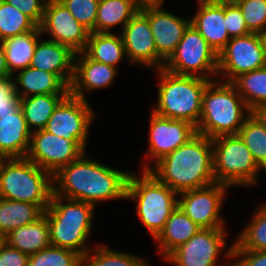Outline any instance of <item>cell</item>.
Segmentation results:
<instances>
[{
	"label": "cell",
	"instance_id": "9",
	"mask_svg": "<svg viewBox=\"0 0 266 266\" xmlns=\"http://www.w3.org/2000/svg\"><path fill=\"white\" fill-rule=\"evenodd\" d=\"M163 68L176 75L198 76L212 81L218 74V54L190 24Z\"/></svg>",
	"mask_w": 266,
	"mask_h": 266
},
{
	"label": "cell",
	"instance_id": "15",
	"mask_svg": "<svg viewBox=\"0 0 266 266\" xmlns=\"http://www.w3.org/2000/svg\"><path fill=\"white\" fill-rule=\"evenodd\" d=\"M39 27L43 36H51L48 40L68 46L74 53L85 50L90 35L59 0H47Z\"/></svg>",
	"mask_w": 266,
	"mask_h": 266
},
{
	"label": "cell",
	"instance_id": "8",
	"mask_svg": "<svg viewBox=\"0 0 266 266\" xmlns=\"http://www.w3.org/2000/svg\"><path fill=\"white\" fill-rule=\"evenodd\" d=\"M214 177L229 187L256 185L262 169L238 135H222L212 139Z\"/></svg>",
	"mask_w": 266,
	"mask_h": 266
},
{
	"label": "cell",
	"instance_id": "22",
	"mask_svg": "<svg viewBox=\"0 0 266 266\" xmlns=\"http://www.w3.org/2000/svg\"><path fill=\"white\" fill-rule=\"evenodd\" d=\"M31 133L21 108L11 115L0 116V158L26 157Z\"/></svg>",
	"mask_w": 266,
	"mask_h": 266
},
{
	"label": "cell",
	"instance_id": "41",
	"mask_svg": "<svg viewBox=\"0 0 266 266\" xmlns=\"http://www.w3.org/2000/svg\"><path fill=\"white\" fill-rule=\"evenodd\" d=\"M18 8L28 16L38 27L42 23L47 0H3Z\"/></svg>",
	"mask_w": 266,
	"mask_h": 266
},
{
	"label": "cell",
	"instance_id": "16",
	"mask_svg": "<svg viewBox=\"0 0 266 266\" xmlns=\"http://www.w3.org/2000/svg\"><path fill=\"white\" fill-rule=\"evenodd\" d=\"M162 2L142 3L140 10L148 17L158 56L166 62L191 24L183 18L162 8Z\"/></svg>",
	"mask_w": 266,
	"mask_h": 266
},
{
	"label": "cell",
	"instance_id": "45",
	"mask_svg": "<svg viewBox=\"0 0 266 266\" xmlns=\"http://www.w3.org/2000/svg\"><path fill=\"white\" fill-rule=\"evenodd\" d=\"M0 78H12V75L9 73L7 67L5 50L2 41H0Z\"/></svg>",
	"mask_w": 266,
	"mask_h": 266
},
{
	"label": "cell",
	"instance_id": "10",
	"mask_svg": "<svg viewBox=\"0 0 266 266\" xmlns=\"http://www.w3.org/2000/svg\"><path fill=\"white\" fill-rule=\"evenodd\" d=\"M225 229H200L189 241L185 242L164 260L175 266H232V263L218 265L221 251L226 258L232 259L233 243L227 247Z\"/></svg>",
	"mask_w": 266,
	"mask_h": 266
},
{
	"label": "cell",
	"instance_id": "44",
	"mask_svg": "<svg viewBox=\"0 0 266 266\" xmlns=\"http://www.w3.org/2000/svg\"><path fill=\"white\" fill-rule=\"evenodd\" d=\"M251 115L266 128V104L258 105L251 110Z\"/></svg>",
	"mask_w": 266,
	"mask_h": 266
},
{
	"label": "cell",
	"instance_id": "46",
	"mask_svg": "<svg viewBox=\"0 0 266 266\" xmlns=\"http://www.w3.org/2000/svg\"><path fill=\"white\" fill-rule=\"evenodd\" d=\"M142 3H156V2H162L164 3V0H140Z\"/></svg>",
	"mask_w": 266,
	"mask_h": 266
},
{
	"label": "cell",
	"instance_id": "47",
	"mask_svg": "<svg viewBox=\"0 0 266 266\" xmlns=\"http://www.w3.org/2000/svg\"><path fill=\"white\" fill-rule=\"evenodd\" d=\"M262 37H263V41L265 45V52H266V32L262 35Z\"/></svg>",
	"mask_w": 266,
	"mask_h": 266
},
{
	"label": "cell",
	"instance_id": "1",
	"mask_svg": "<svg viewBox=\"0 0 266 266\" xmlns=\"http://www.w3.org/2000/svg\"><path fill=\"white\" fill-rule=\"evenodd\" d=\"M86 153L52 175L53 193L95 207L100 201L126 199L130 170L93 161L87 158Z\"/></svg>",
	"mask_w": 266,
	"mask_h": 266
},
{
	"label": "cell",
	"instance_id": "28",
	"mask_svg": "<svg viewBox=\"0 0 266 266\" xmlns=\"http://www.w3.org/2000/svg\"><path fill=\"white\" fill-rule=\"evenodd\" d=\"M90 59L116 67L127 59L121 34L90 32L85 50ZM118 64V65H117Z\"/></svg>",
	"mask_w": 266,
	"mask_h": 266
},
{
	"label": "cell",
	"instance_id": "20",
	"mask_svg": "<svg viewBox=\"0 0 266 266\" xmlns=\"http://www.w3.org/2000/svg\"><path fill=\"white\" fill-rule=\"evenodd\" d=\"M118 70L111 65L90 59L84 52L75 53L74 77L70 85V93L87 100L86 93L89 91L108 88L119 74Z\"/></svg>",
	"mask_w": 266,
	"mask_h": 266
},
{
	"label": "cell",
	"instance_id": "19",
	"mask_svg": "<svg viewBox=\"0 0 266 266\" xmlns=\"http://www.w3.org/2000/svg\"><path fill=\"white\" fill-rule=\"evenodd\" d=\"M191 24L219 54L231 39L226 29V0H196Z\"/></svg>",
	"mask_w": 266,
	"mask_h": 266
},
{
	"label": "cell",
	"instance_id": "38",
	"mask_svg": "<svg viewBox=\"0 0 266 266\" xmlns=\"http://www.w3.org/2000/svg\"><path fill=\"white\" fill-rule=\"evenodd\" d=\"M75 17V19L87 28L95 32V22L100 0H59Z\"/></svg>",
	"mask_w": 266,
	"mask_h": 266
},
{
	"label": "cell",
	"instance_id": "6",
	"mask_svg": "<svg viewBox=\"0 0 266 266\" xmlns=\"http://www.w3.org/2000/svg\"><path fill=\"white\" fill-rule=\"evenodd\" d=\"M52 192V175L31 160L0 159V198L38 204L45 211Z\"/></svg>",
	"mask_w": 266,
	"mask_h": 266
},
{
	"label": "cell",
	"instance_id": "43",
	"mask_svg": "<svg viewBox=\"0 0 266 266\" xmlns=\"http://www.w3.org/2000/svg\"><path fill=\"white\" fill-rule=\"evenodd\" d=\"M232 260V266H266V251H232Z\"/></svg>",
	"mask_w": 266,
	"mask_h": 266
},
{
	"label": "cell",
	"instance_id": "17",
	"mask_svg": "<svg viewBox=\"0 0 266 266\" xmlns=\"http://www.w3.org/2000/svg\"><path fill=\"white\" fill-rule=\"evenodd\" d=\"M150 117L146 161L153 160V165L197 134L196 127L187 121L162 117L153 111Z\"/></svg>",
	"mask_w": 266,
	"mask_h": 266
},
{
	"label": "cell",
	"instance_id": "29",
	"mask_svg": "<svg viewBox=\"0 0 266 266\" xmlns=\"http://www.w3.org/2000/svg\"><path fill=\"white\" fill-rule=\"evenodd\" d=\"M44 212L38 204L0 198V237L3 239L17 227L35 222Z\"/></svg>",
	"mask_w": 266,
	"mask_h": 266
},
{
	"label": "cell",
	"instance_id": "33",
	"mask_svg": "<svg viewBox=\"0 0 266 266\" xmlns=\"http://www.w3.org/2000/svg\"><path fill=\"white\" fill-rule=\"evenodd\" d=\"M138 257L97 244L83 257L82 266H150L147 260Z\"/></svg>",
	"mask_w": 266,
	"mask_h": 266
},
{
	"label": "cell",
	"instance_id": "12",
	"mask_svg": "<svg viewBox=\"0 0 266 266\" xmlns=\"http://www.w3.org/2000/svg\"><path fill=\"white\" fill-rule=\"evenodd\" d=\"M96 115L88 100L73 96L69 92L54 109L45 130L56 136L77 141L86 150L89 128Z\"/></svg>",
	"mask_w": 266,
	"mask_h": 266
},
{
	"label": "cell",
	"instance_id": "34",
	"mask_svg": "<svg viewBox=\"0 0 266 266\" xmlns=\"http://www.w3.org/2000/svg\"><path fill=\"white\" fill-rule=\"evenodd\" d=\"M237 135L251 151L258 166L266 170V128L250 114Z\"/></svg>",
	"mask_w": 266,
	"mask_h": 266
},
{
	"label": "cell",
	"instance_id": "32",
	"mask_svg": "<svg viewBox=\"0 0 266 266\" xmlns=\"http://www.w3.org/2000/svg\"><path fill=\"white\" fill-rule=\"evenodd\" d=\"M231 83L250 110L266 104V66L241 74Z\"/></svg>",
	"mask_w": 266,
	"mask_h": 266
},
{
	"label": "cell",
	"instance_id": "25",
	"mask_svg": "<svg viewBox=\"0 0 266 266\" xmlns=\"http://www.w3.org/2000/svg\"><path fill=\"white\" fill-rule=\"evenodd\" d=\"M2 240L28 256L33 255L51 245L48 220L43 215L33 223L17 227Z\"/></svg>",
	"mask_w": 266,
	"mask_h": 266
},
{
	"label": "cell",
	"instance_id": "30",
	"mask_svg": "<svg viewBox=\"0 0 266 266\" xmlns=\"http://www.w3.org/2000/svg\"><path fill=\"white\" fill-rule=\"evenodd\" d=\"M66 95L39 94L20 98V108L29 130L35 132L45 129L54 109Z\"/></svg>",
	"mask_w": 266,
	"mask_h": 266
},
{
	"label": "cell",
	"instance_id": "42",
	"mask_svg": "<svg viewBox=\"0 0 266 266\" xmlns=\"http://www.w3.org/2000/svg\"><path fill=\"white\" fill-rule=\"evenodd\" d=\"M28 258L26 253L0 242V266H27Z\"/></svg>",
	"mask_w": 266,
	"mask_h": 266
},
{
	"label": "cell",
	"instance_id": "11",
	"mask_svg": "<svg viewBox=\"0 0 266 266\" xmlns=\"http://www.w3.org/2000/svg\"><path fill=\"white\" fill-rule=\"evenodd\" d=\"M266 66V52L261 34L249 33L231 38L218 54V78L232 82L237 76Z\"/></svg>",
	"mask_w": 266,
	"mask_h": 266
},
{
	"label": "cell",
	"instance_id": "4",
	"mask_svg": "<svg viewBox=\"0 0 266 266\" xmlns=\"http://www.w3.org/2000/svg\"><path fill=\"white\" fill-rule=\"evenodd\" d=\"M95 210L92 204L63 198L52 192L44 212L51 245L72 250L84 257L92 249L87 241L91 236Z\"/></svg>",
	"mask_w": 266,
	"mask_h": 266
},
{
	"label": "cell",
	"instance_id": "36",
	"mask_svg": "<svg viewBox=\"0 0 266 266\" xmlns=\"http://www.w3.org/2000/svg\"><path fill=\"white\" fill-rule=\"evenodd\" d=\"M83 257L69 249L50 245L30 255L27 266H82Z\"/></svg>",
	"mask_w": 266,
	"mask_h": 266
},
{
	"label": "cell",
	"instance_id": "35",
	"mask_svg": "<svg viewBox=\"0 0 266 266\" xmlns=\"http://www.w3.org/2000/svg\"><path fill=\"white\" fill-rule=\"evenodd\" d=\"M37 25L18 8L0 0V41L33 31Z\"/></svg>",
	"mask_w": 266,
	"mask_h": 266
},
{
	"label": "cell",
	"instance_id": "31",
	"mask_svg": "<svg viewBox=\"0 0 266 266\" xmlns=\"http://www.w3.org/2000/svg\"><path fill=\"white\" fill-rule=\"evenodd\" d=\"M256 212L233 242V251H266V203Z\"/></svg>",
	"mask_w": 266,
	"mask_h": 266
},
{
	"label": "cell",
	"instance_id": "18",
	"mask_svg": "<svg viewBox=\"0 0 266 266\" xmlns=\"http://www.w3.org/2000/svg\"><path fill=\"white\" fill-rule=\"evenodd\" d=\"M126 57L134 65L158 70L165 62L158 56L148 17L139 10L121 31Z\"/></svg>",
	"mask_w": 266,
	"mask_h": 266
},
{
	"label": "cell",
	"instance_id": "39",
	"mask_svg": "<svg viewBox=\"0 0 266 266\" xmlns=\"http://www.w3.org/2000/svg\"><path fill=\"white\" fill-rule=\"evenodd\" d=\"M226 29L230 38L251 33L242 16L241 9L233 0H226Z\"/></svg>",
	"mask_w": 266,
	"mask_h": 266
},
{
	"label": "cell",
	"instance_id": "27",
	"mask_svg": "<svg viewBox=\"0 0 266 266\" xmlns=\"http://www.w3.org/2000/svg\"><path fill=\"white\" fill-rule=\"evenodd\" d=\"M42 37L40 27L2 41L9 73L13 76L17 71L31 65L37 42Z\"/></svg>",
	"mask_w": 266,
	"mask_h": 266
},
{
	"label": "cell",
	"instance_id": "40",
	"mask_svg": "<svg viewBox=\"0 0 266 266\" xmlns=\"http://www.w3.org/2000/svg\"><path fill=\"white\" fill-rule=\"evenodd\" d=\"M20 108V97L14 91L12 78H0V116L11 115Z\"/></svg>",
	"mask_w": 266,
	"mask_h": 266
},
{
	"label": "cell",
	"instance_id": "7",
	"mask_svg": "<svg viewBox=\"0 0 266 266\" xmlns=\"http://www.w3.org/2000/svg\"><path fill=\"white\" fill-rule=\"evenodd\" d=\"M140 174L130 173L126 199L136 201V214L154 239L178 206L179 195L148 170Z\"/></svg>",
	"mask_w": 266,
	"mask_h": 266
},
{
	"label": "cell",
	"instance_id": "3",
	"mask_svg": "<svg viewBox=\"0 0 266 266\" xmlns=\"http://www.w3.org/2000/svg\"><path fill=\"white\" fill-rule=\"evenodd\" d=\"M250 114L251 110L231 82L214 79L204 90L196 130L210 139L237 135Z\"/></svg>",
	"mask_w": 266,
	"mask_h": 266
},
{
	"label": "cell",
	"instance_id": "2",
	"mask_svg": "<svg viewBox=\"0 0 266 266\" xmlns=\"http://www.w3.org/2000/svg\"><path fill=\"white\" fill-rule=\"evenodd\" d=\"M142 170H148L177 193L214 184L212 139L197 133L154 165L149 161L143 164Z\"/></svg>",
	"mask_w": 266,
	"mask_h": 266
},
{
	"label": "cell",
	"instance_id": "21",
	"mask_svg": "<svg viewBox=\"0 0 266 266\" xmlns=\"http://www.w3.org/2000/svg\"><path fill=\"white\" fill-rule=\"evenodd\" d=\"M75 53L51 40H39L34 50L31 67L56 74L69 88L74 77Z\"/></svg>",
	"mask_w": 266,
	"mask_h": 266
},
{
	"label": "cell",
	"instance_id": "37",
	"mask_svg": "<svg viewBox=\"0 0 266 266\" xmlns=\"http://www.w3.org/2000/svg\"><path fill=\"white\" fill-rule=\"evenodd\" d=\"M241 9L242 16L251 33L266 32V0H233Z\"/></svg>",
	"mask_w": 266,
	"mask_h": 266
},
{
	"label": "cell",
	"instance_id": "24",
	"mask_svg": "<svg viewBox=\"0 0 266 266\" xmlns=\"http://www.w3.org/2000/svg\"><path fill=\"white\" fill-rule=\"evenodd\" d=\"M200 228L178 206L169 216L164 228L153 239L158 242L157 252L165 259L179 246L189 241Z\"/></svg>",
	"mask_w": 266,
	"mask_h": 266
},
{
	"label": "cell",
	"instance_id": "5",
	"mask_svg": "<svg viewBox=\"0 0 266 266\" xmlns=\"http://www.w3.org/2000/svg\"><path fill=\"white\" fill-rule=\"evenodd\" d=\"M159 77L157 107L151 111L175 120L191 123L196 128L201 116L204 90L211 80L187 75H176L164 68L156 70Z\"/></svg>",
	"mask_w": 266,
	"mask_h": 266
},
{
	"label": "cell",
	"instance_id": "26",
	"mask_svg": "<svg viewBox=\"0 0 266 266\" xmlns=\"http://www.w3.org/2000/svg\"><path fill=\"white\" fill-rule=\"evenodd\" d=\"M140 0H100L95 22V32L112 33L120 25V32L130 19L140 10Z\"/></svg>",
	"mask_w": 266,
	"mask_h": 266
},
{
	"label": "cell",
	"instance_id": "13",
	"mask_svg": "<svg viewBox=\"0 0 266 266\" xmlns=\"http://www.w3.org/2000/svg\"><path fill=\"white\" fill-rule=\"evenodd\" d=\"M229 188L231 187L228 185L216 182L202 188L180 192L178 207L200 229H226L225 220L221 217V208Z\"/></svg>",
	"mask_w": 266,
	"mask_h": 266
},
{
	"label": "cell",
	"instance_id": "14",
	"mask_svg": "<svg viewBox=\"0 0 266 266\" xmlns=\"http://www.w3.org/2000/svg\"><path fill=\"white\" fill-rule=\"evenodd\" d=\"M84 152L86 150L77 141L56 136L42 129L31 133L26 158L53 175Z\"/></svg>",
	"mask_w": 266,
	"mask_h": 266
},
{
	"label": "cell",
	"instance_id": "23",
	"mask_svg": "<svg viewBox=\"0 0 266 266\" xmlns=\"http://www.w3.org/2000/svg\"><path fill=\"white\" fill-rule=\"evenodd\" d=\"M12 83L14 91L20 98L39 94H68L70 92V88L56 74L31 66L17 71L12 76Z\"/></svg>",
	"mask_w": 266,
	"mask_h": 266
}]
</instances>
